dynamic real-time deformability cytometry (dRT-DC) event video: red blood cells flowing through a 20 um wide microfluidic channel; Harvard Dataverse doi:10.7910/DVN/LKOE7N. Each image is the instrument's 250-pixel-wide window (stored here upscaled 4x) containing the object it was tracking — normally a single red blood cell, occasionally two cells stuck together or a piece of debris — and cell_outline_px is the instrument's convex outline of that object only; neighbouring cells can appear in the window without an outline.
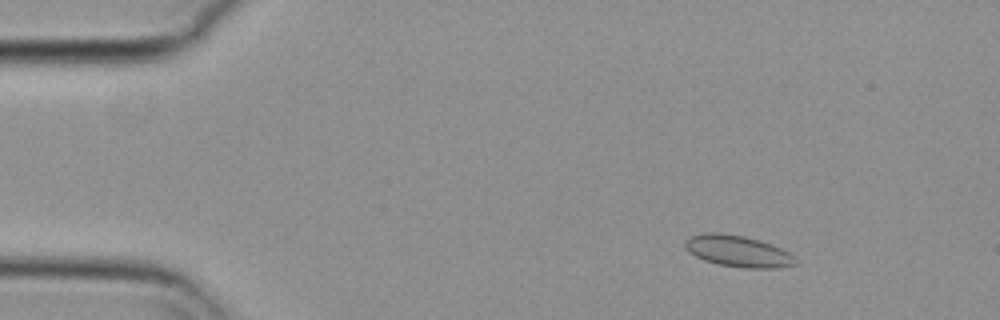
{"species": "common noctule bat (a hibernating species)", "species_latin": "Nyctalus noctula", "temperature_condition": "cold", "stored_images_in_passage": 54, "camera_frame_rate_fps": 3000, "um_per_image_px": 0.085, "animal": {"sex": "female", "body_mass_g": 29.2, "forearm_length_mm": 56.3}, "frame": {"image": 1, "passage_image": 6, "time_ms": 1.667, "image_size_px": [1000, 320], "cell_outline_px": [[796, 264], [780, 268], [744, 268], [720, 264], [704, 260], [688, 252], [684, 244], [684, 240], [688, 236], [704, 232], [720, 232], [744, 236], [760, 240], [780, 248], [788, 252], [796, 260]], "centroid_in_image_um": [62.68, 21.33], "position_along_channel_um": 22.3, "area_um2": 20.29}}
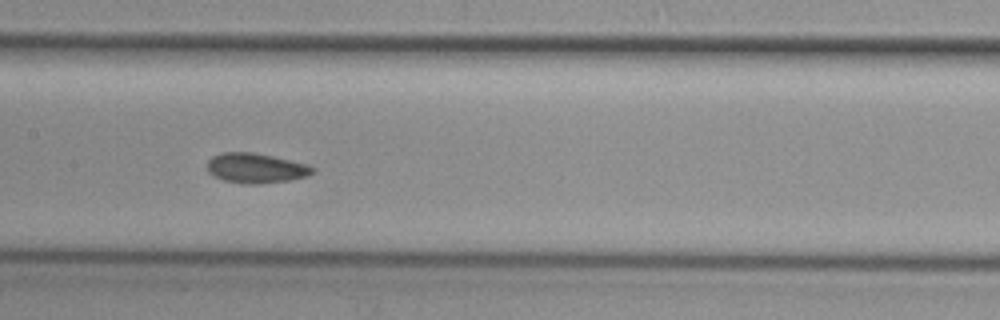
{"frame": {"image": 2, "passage_image": 26, "time_ms": 8.333, "image_size_px": [1000, 320], "cell_outline_px": [[316, 168], [308, 176], [292, 180], [256, 184], [244, 184], [224, 180], [208, 172], [208, 160], [212, 156], [224, 152], [252, 152], [272, 156], [308, 164]], "centroid_in_image_um": [21.77, 14.29], "position_along_channel_um": 185.6, "area_um2": 18.32}}
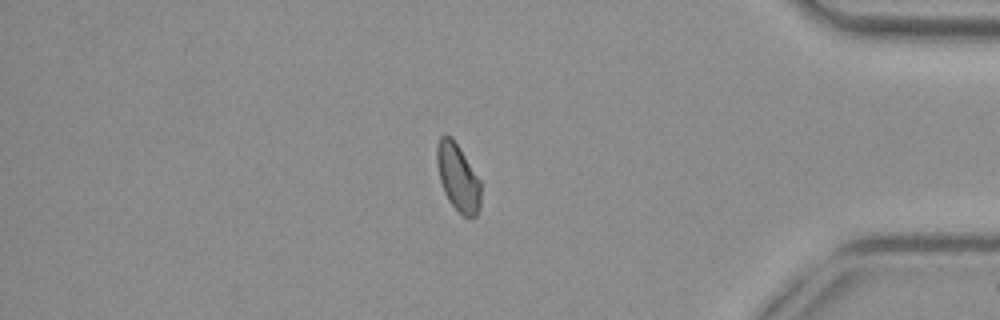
{"frame": {"image": 3, "passage_image": 46, "time_ms": 15.0, "image_size_px": [1000, 320], "cell_outline_px": [[480, 208], [476, 216], [472, 220], [464, 216], [448, 200], [444, 192], [440, 180], [436, 164], [436, 148], [440, 136], [444, 132], [452, 136], [460, 148], [480, 180]], "centroid_in_image_um": [38.91, 15.06], "position_along_channel_um": 396.3, "area_um2": 17.46}, "authors_computed_cell_mechanics": {"area_um2": 17.9758, "velocity_mm_per_s": 3.6749, "shape_relaxation_time_tau1_ms": null, "shape_relaxation_time_tau2_ms": 2.5863, "deformation_change_tau1": null, "deformation_change_tau2": 0.0585}}